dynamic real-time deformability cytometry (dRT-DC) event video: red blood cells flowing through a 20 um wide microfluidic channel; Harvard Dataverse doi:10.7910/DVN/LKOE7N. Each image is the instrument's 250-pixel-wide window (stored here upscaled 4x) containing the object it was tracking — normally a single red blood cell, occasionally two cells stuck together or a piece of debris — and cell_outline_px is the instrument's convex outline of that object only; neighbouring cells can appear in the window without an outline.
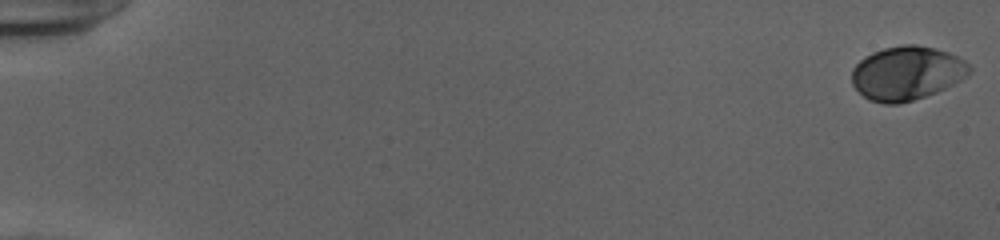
{"species": "human", "species_latin": "Homo sapiens", "temperature_condition": "cold", "stored_images_in_passage": 54, "camera_frame_rate_fps": 3000, "um_per_image_px": 0.085, "donor": {"sex": "female"}, "frame": {"image": 1, "passage_image": 1, "time_ms": 0.0, "image_size_px": [1000, 240], "cell_outline_px": [[972, 72], [968, 76], [936, 92], [912, 100], [896, 104], [884, 104], [868, 100], [852, 84], [852, 68], [864, 56], [872, 52], [884, 48], [904, 44], [916, 44], [948, 52], [964, 60], [972, 68]], "centroid_in_image_um": [77.07, 6.21], "position_along_channel_um": 7.9, "area_um2": 36.88}}
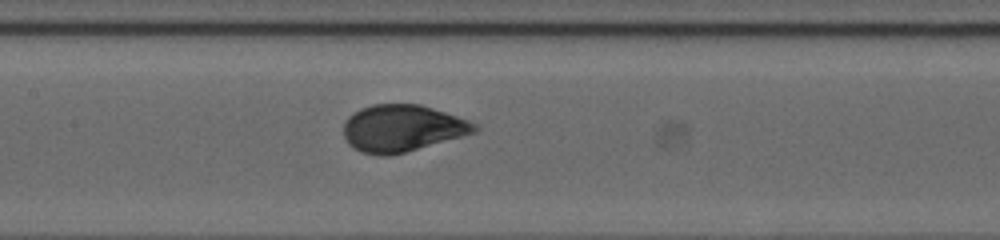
{"frame": {"image": 2, "passage_image": 28, "time_ms": 9.0, "image_size_px": [1000, 240], "cell_outline_px": [[480, 128], [476, 132], [404, 152], [388, 156], [380, 156], [360, 152], [348, 144], [344, 136], [344, 124], [348, 116], [360, 108], [372, 104], [420, 104], [468, 120], [476, 124]], "centroid_in_image_um": [34.15, 10.9], "position_along_channel_um": 173.2, "area_um2": 35.6}}
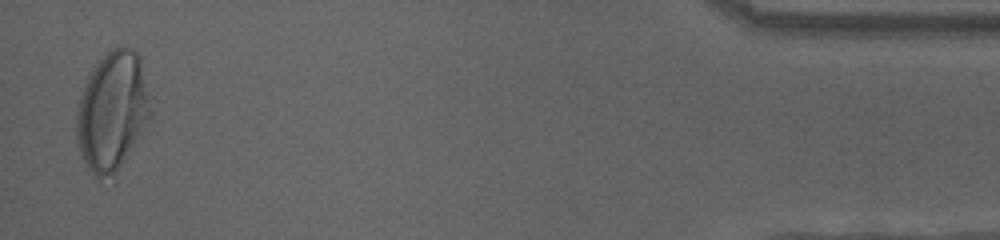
{"frame": {"image": 3, "passage_image": 53, "time_ms": 17.333, "image_size_px": [1000, 240], "cell_outline_px": [[152, 112], [140, 132], [112, 176], [96, 176], [88, 168], [80, 152], [76, 140], [76, 108], [84, 84], [88, 76], [96, 64], [112, 48], [132, 48], [140, 56]], "centroid_in_image_um": [9.5, 9.39], "position_along_channel_um": 425.7, "area_um2": 49.88}, "authors_computed_cell_mechanics": {"area_um2": 36.0094, "velocity_mm_per_s": 3.9142, "shape_relaxation_time_tau1_ms": 3.1625, "shape_relaxation_time_tau2_ms": null, "deformation_change_tau1": 0.1614, "deformation_change_tau2": null}}